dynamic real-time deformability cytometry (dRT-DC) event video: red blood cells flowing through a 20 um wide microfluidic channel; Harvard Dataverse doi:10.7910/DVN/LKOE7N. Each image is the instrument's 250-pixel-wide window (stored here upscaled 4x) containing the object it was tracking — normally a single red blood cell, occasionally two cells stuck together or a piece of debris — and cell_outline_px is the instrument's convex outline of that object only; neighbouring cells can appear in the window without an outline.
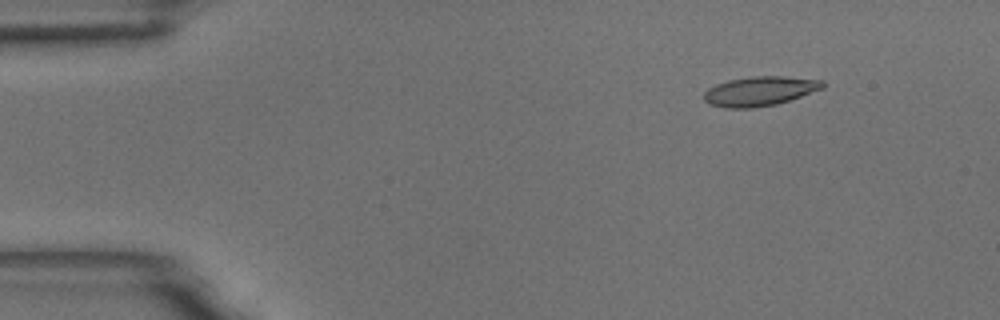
{"species": "common noctule bat (a hibernating species)", "species_latin": "Nyctalus noctula", "temperature_condition": "room temperature", "stored_images_in_passage": 3, "camera_frame_rate_fps": 3000, "um_per_image_px": 0.085, "animal": {"sex": "male", "body_mass_g": 18.8}, "frame": {"image": 1, "passage_image": 1, "time_ms": 0.0, "image_size_px": [1000, 320], "cell_outline_px": [[824, 88], [776, 104], [752, 108], [724, 108], [708, 104], [704, 100], [704, 92], [708, 88], [716, 84], [728, 80], [752, 76], [784, 76], [824, 80]], "centroid_in_image_um": [64.55, 7.74], "position_along_channel_um": 20.4, "area_um2": 20.4}}
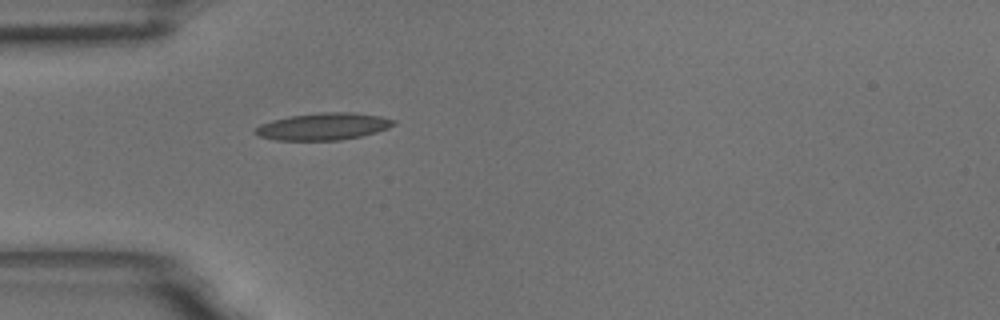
{"frame": {"image": 2, "passage_image": 3, "time_ms": 0.667, "image_size_px": [1000, 320], "cell_outline_px": [[396, 124], [388, 128], [376, 132], [360, 136], [340, 140], [276, 140], [260, 136], [252, 132], [260, 124], [272, 120], [288, 116], [320, 112], [352, 112], [380, 116], [396, 120]], "centroid_in_image_um": [27.48, 10.74], "position_along_channel_um": 57.5, "area_um2": 21.85}}